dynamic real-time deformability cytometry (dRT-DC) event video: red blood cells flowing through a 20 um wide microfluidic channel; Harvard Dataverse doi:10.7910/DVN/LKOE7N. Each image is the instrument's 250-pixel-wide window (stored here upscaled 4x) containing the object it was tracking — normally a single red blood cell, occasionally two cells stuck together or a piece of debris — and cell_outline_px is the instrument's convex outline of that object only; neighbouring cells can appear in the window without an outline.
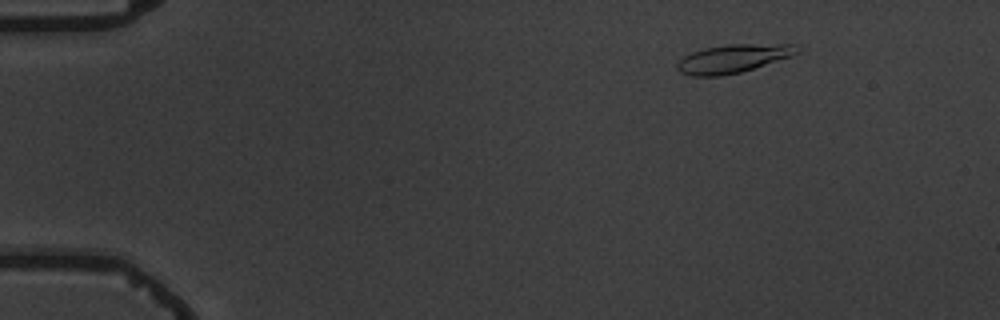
{"species": "common noctule bat (a hibernating species)", "species_latin": "Nyctalus noctula", "temperature_condition": "warm", "stored_images_in_passage": 4, "camera_frame_rate_fps": 3000, "um_per_image_px": 0.085, "animal": {"sex": "male", "body_mass_g": 19.5, "forearm_length_mm": 54.6}, "frame": {"image": 1, "passage_image": 1, "time_ms": 0.0, "image_size_px": [1000, 320], "cell_outline_px": [[804, 48], [800, 52], [792, 56], [740, 72], [720, 76], [692, 76], [680, 72], [676, 68], [676, 64], [684, 56], [692, 52], [704, 48], [728, 44], [796, 44]], "centroid_in_image_um": [62.35, 4.97], "position_along_channel_um": 22.6, "area_um2": 19.94}}
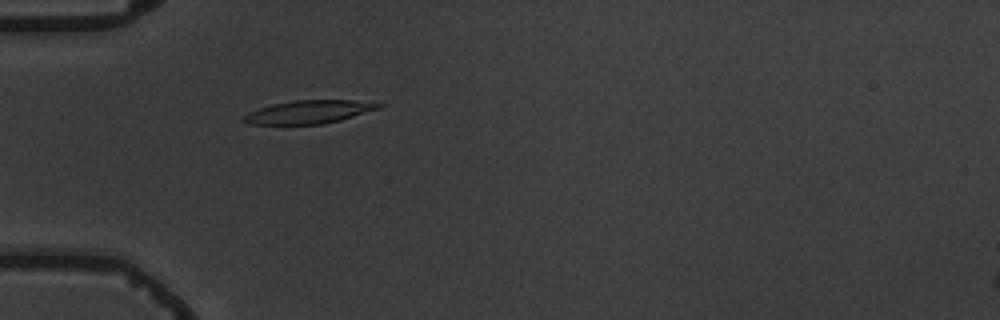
{"frame": {"image": 2, "passage_image": 4, "time_ms": 3.333, "image_size_px": [1000, 320], "cell_outline_px": [[384, 104], [380, 108], [340, 120], [320, 124], [248, 124], [240, 120], [240, 116], [248, 112], [272, 104], [292, 100], [372, 100]], "centroid_in_image_um": [26.26, 9.5], "position_along_channel_um": 58.7, "area_um2": 18.5}}